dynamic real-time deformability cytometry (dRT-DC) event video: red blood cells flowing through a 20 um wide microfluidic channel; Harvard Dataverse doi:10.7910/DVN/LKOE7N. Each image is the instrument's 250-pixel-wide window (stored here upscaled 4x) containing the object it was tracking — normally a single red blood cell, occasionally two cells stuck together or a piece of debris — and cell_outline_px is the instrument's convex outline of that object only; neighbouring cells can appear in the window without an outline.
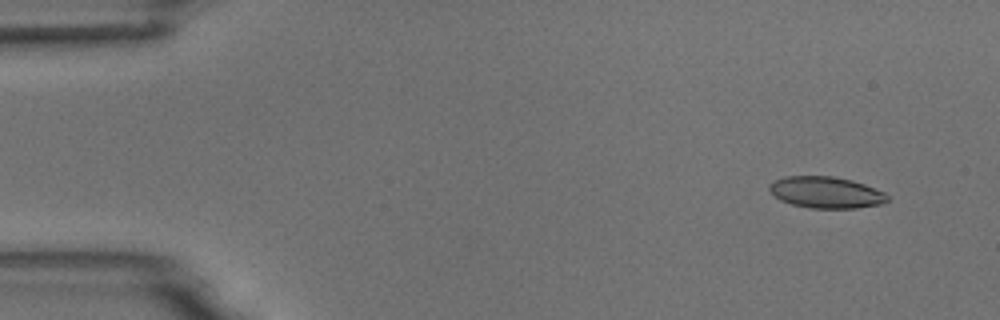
{"species": "common noctule bat (a hibernating species)", "species_latin": "Nyctalus noctula", "temperature_condition": "room temperature", "stored_images_in_passage": 5, "camera_frame_rate_fps": 3000, "um_per_image_px": 0.085, "animal": {"sex": "male", "body_mass_g": 18.8}, "frame": {"image": 1, "passage_image": 2, "time_ms": 1.0, "image_size_px": [1000, 320], "cell_outline_px": [[888, 200], [880, 204], [856, 208], [812, 208], [792, 204], [780, 200], [768, 188], [768, 184], [776, 180], [788, 176], [832, 176], [852, 180], [864, 184], [884, 192], [888, 196]], "centroid_in_image_um": [70.21, 16.35], "position_along_channel_um": 14.8, "area_um2": 21.44}}
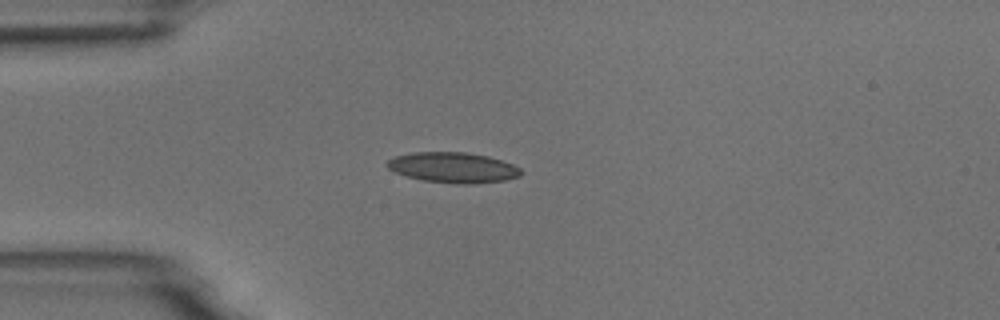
{"frame": {"image": 2, "passage_image": 5, "time_ms": 4.333, "image_size_px": [1000, 320], "cell_outline_px": [[524, 172], [520, 176], [504, 180], [468, 184], [460, 184], [424, 180], [408, 176], [396, 172], [388, 168], [384, 164], [388, 160], [396, 156], [412, 152], [464, 152], [488, 156], [512, 164], [520, 168]], "centroid_in_image_um": [38.52, 14.23], "position_along_channel_um": 46.5, "area_um2": 23.52}}